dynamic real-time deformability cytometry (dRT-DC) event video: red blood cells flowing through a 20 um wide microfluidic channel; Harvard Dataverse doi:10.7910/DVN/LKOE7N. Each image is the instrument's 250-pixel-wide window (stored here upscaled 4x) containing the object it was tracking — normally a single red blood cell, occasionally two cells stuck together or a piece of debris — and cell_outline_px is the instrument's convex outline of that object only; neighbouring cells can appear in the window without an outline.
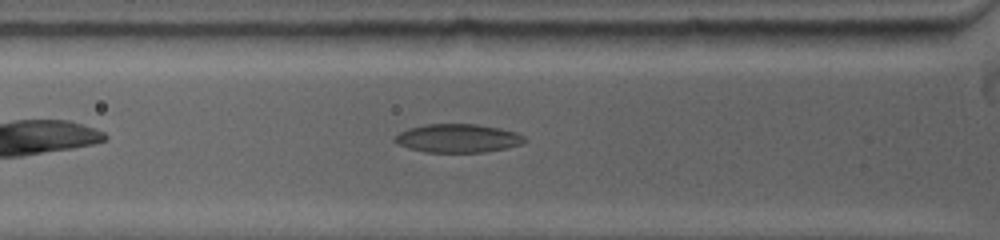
{"species": "common noctule bat (a hibernating species)", "species_latin": "Nyctalus noctula", "temperature_condition": "warm", "stored_images_in_passage": 8, "camera_frame_rate_fps": 5000, "um_per_image_px": 0.085, "animal": {"sex": "female", "body_mass_g": 19.0, "forearm_length_mm": 53.3}, "frame": {"image": 1, "passage_image": 5, "time_ms": 2.8, "image_size_px": [1000, 240], "cell_outline_px": [[524, 140], [516, 144], [504, 148], [480, 152], [428, 152], [412, 148], [396, 140], [396, 136], [400, 132], [424, 124], [476, 124], [500, 128], [516, 132], [524, 136]], "centroid_in_image_um": [38.95, 11.73], "position_along_channel_um": 86.9, "area_um2": 20.69}}
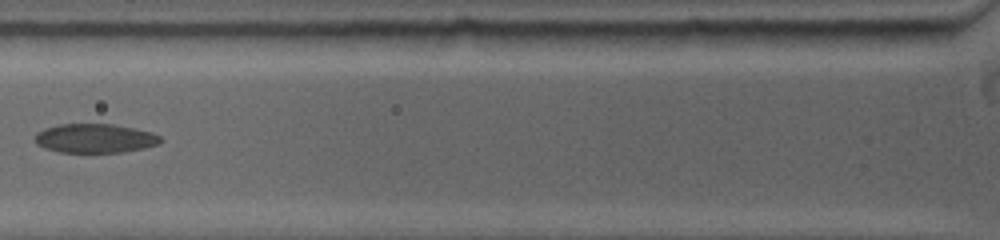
{"frame": {"image": 2, "passage_image": 6, "time_ms": 3.6, "image_size_px": [1000, 240], "cell_outline_px": [[160, 140], [156, 144], [140, 148], [120, 152], [64, 152], [48, 148], [40, 144], [36, 140], [36, 132], [60, 124], [112, 124], [132, 128], [148, 132], [160, 136]], "centroid_in_image_um": [8.06, 11.75], "position_along_channel_um": 117.7, "area_um2": 20.4}}
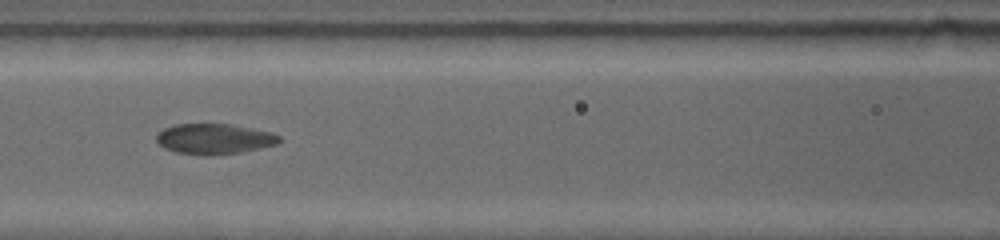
{"frame": {"image": 3, "passage_image": 7, "time_ms": 4.4, "image_size_px": [1000, 240], "cell_outline_px": [[280, 140], [272, 144], [236, 152], [180, 152], [168, 148], [160, 144], [156, 140], [156, 136], [164, 128], [172, 124], [232, 124], [268, 132], [280, 136]], "centroid_in_image_um": [18.16, 11.73], "position_along_channel_um": 148.4, "area_um2": 20.17}}